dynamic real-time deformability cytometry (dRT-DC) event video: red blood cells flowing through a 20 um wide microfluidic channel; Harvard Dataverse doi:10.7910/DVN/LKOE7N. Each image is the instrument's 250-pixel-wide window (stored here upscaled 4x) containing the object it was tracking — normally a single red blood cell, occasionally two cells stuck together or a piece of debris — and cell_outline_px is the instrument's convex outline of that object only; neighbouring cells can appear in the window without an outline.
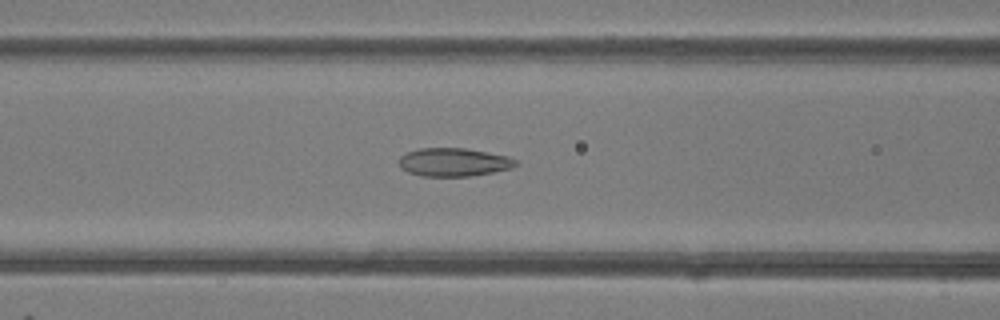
{"species": "common noctule bat (a hibernating species)", "species_latin": "Nyctalus noctula", "temperature_condition": "room temperature", "stored_images_in_passage": 49, "camera_frame_rate_fps": 3000, "um_per_image_px": 0.085, "animal": {"sex": "female"}, "frame": {"image": 1, "passage_image": 20, "time_ms": 6.333, "image_size_px": [1000, 320], "cell_outline_px": [[520, 164], [512, 168], [492, 172], [468, 176], [420, 176], [408, 172], [400, 168], [400, 156], [408, 152], [420, 148], [464, 148], [488, 152], [508, 156], [516, 160]], "centroid_in_image_um": [38.58, 13.78], "position_along_channel_um": 128.0, "area_um2": 19.25}}
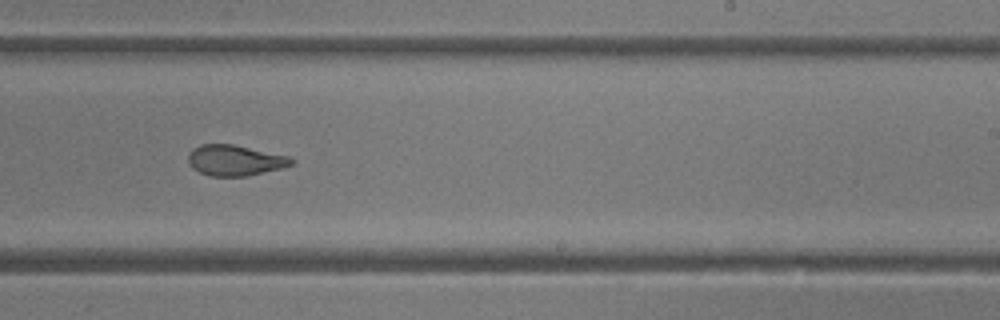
{"frame": {"image": 2, "passage_image": 30, "time_ms": 9.667, "image_size_px": [1000, 320], "cell_outline_px": [[296, 160], [292, 164], [280, 168], [244, 176], [208, 176], [192, 168], [188, 164], [188, 156], [192, 148], [200, 144], [232, 144], [288, 156]], "centroid_in_image_um": [19.92, 13.62], "position_along_channel_um": 269.1, "area_um2": 18.32}}
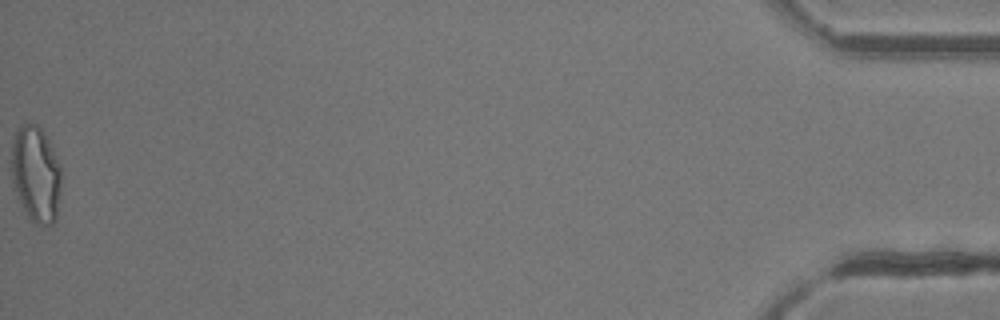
{"frame": {"image": 3, "passage_image": 49, "time_ms": 16.0, "image_size_px": [1000, 320], "cell_outline_px": [[60, 192], [56, 220], [48, 228], [44, 228], [32, 224], [20, 200], [12, 180], [12, 140], [16, 132], [24, 124], [36, 124], [40, 128], [48, 140], [60, 164]], "centroid_in_image_um": [3.07, 14.87], "position_along_channel_um": 432.1, "area_um2": 27.8}, "authors_computed_cell_mechanics": {"area_um2": 21.097, "velocity_mm_per_s": 4.2322, "shape_relaxation_time_tau1_ms": 7.9353, "shape_relaxation_time_tau2_ms": 1.8893, "deformation_change_tau1": 0.1853, "deformation_change_tau2": 0.0855}}